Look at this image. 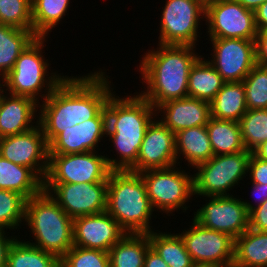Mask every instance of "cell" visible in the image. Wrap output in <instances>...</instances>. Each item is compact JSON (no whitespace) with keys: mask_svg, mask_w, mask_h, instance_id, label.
Returning a JSON list of instances; mask_svg holds the SVG:
<instances>
[{"mask_svg":"<svg viewBox=\"0 0 267 267\" xmlns=\"http://www.w3.org/2000/svg\"><path fill=\"white\" fill-rule=\"evenodd\" d=\"M108 80L102 70L84 77L66 76L42 101L38 124L48 144L65 129L93 119L105 107L112 94Z\"/></svg>","mask_w":267,"mask_h":267,"instance_id":"6da1fadb","label":"cell"},{"mask_svg":"<svg viewBox=\"0 0 267 267\" xmlns=\"http://www.w3.org/2000/svg\"><path fill=\"white\" fill-rule=\"evenodd\" d=\"M149 50L139 69L147 90L139 93L154 108L170 101L188 97L189 72L200 57L194 46L163 45Z\"/></svg>","mask_w":267,"mask_h":267,"instance_id":"7a4b0ae2","label":"cell"},{"mask_svg":"<svg viewBox=\"0 0 267 267\" xmlns=\"http://www.w3.org/2000/svg\"><path fill=\"white\" fill-rule=\"evenodd\" d=\"M105 111L106 135L120 159L106 157L107 164L111 170H129L137 162L147 127L157 117L156 108L140 94L120 98L112 93Z\"/></svg>","mask_w":267,"mask_h":267,"instance_id":"3957f363","label":"cell"},{"mask_svg":"<svg viewBox=\"0 0 267 267\" xmlns=\"http://www.w3.org/2000/svg\"><path fill=\"white\" fill-rule=\"evenodd\" d=\"M126 233L148 234L154 209L140 173L111 170L107 182V210Z\"/></svg>","mask_w":267,"mask_h":267,"instance_id":"277c9868","label":"cell"},{"mask_svg":"<svg viewBox=\"0 0 267 267\" xmlns=\"http://www.w3.org/2000/svg\"><path fill=\"white\" fill-rule=\"evenodd\" d=\"M24 222L36 241L27 242L59 260L74 246L73 219L44 190L26 200Z\"/></svg>","mask_w":267,"mask_h":267,"instance_id":"5b68a950","label":"cell"},{"mask_svg":"<svg viewBox=\"0 0 267 267\" xmlns=\"http://www.w3.org/2000/svg\"><path fill=\"white\" fill-rule=\"evenodd\" d=\"M45 37H36L27 48H25L16 60L13 69L4 77V84L7 88L5 93L14 96H26L40 103L38 97L43 101L53 92V90L64 80L65 76L49 74V63L42 56ZM53 74V75H52ZM48 78L46 79L45 78ZM49 76V77H47ZM46 85V86H45ZM46 87V89H44ZM44 89L42 94L41 90ZM42 94V95H39Z\"/></svg>","mask_w":267,"mask_h":267,"instance_id":"8992f818","label":"cell"},{"mask_svg":"<svg viewBox=\"0 0 267 267\" xmlns=\"http://www.w3.org/2000/svg\"><path fill=\"white\" fill-rule=\"evenodd\" d=\"M251 155L249 150L214 155L196 166L194 169L198 171L193 174L194 195L230 196L227 192L247 176Z\"/></svg>","mask_w":267,"mask_h":267,"instance_id":"52a82bcc","label":"cell"},{"mask_svg":"<svg viewBox=\"0 0 267 267\" xmlns=\"http://www.w3.org/2000/svg\"><path fill=\"white\" fill-rule=\"evenodd\" d=\"M175 167L174 165L140 172L152 208L167 214L180 208L186 211L188 207L185 202H189L194 195L193 175Z\"/></svg>","mask_w":267,"mask_h":267,"instance_id":"ba28073f","label":"cell"},{"mask_svg":"<svg viewBox=\"0 0 267 267\" xmlns=\"http://www.w3.org/2000/svg\"><path fill=\"white\" fill-rule=\"evenodd\" d=\"M201 18L205 19L201 0H167L161 15L159 44L195 47Z\"/></svg>","mask_w":267,"mask_h":267,"instance_id":"9c48e42d","label":"cell"},{"mask_svg":"<svg viewBox=\"0 0 267 267\" xmlns=\"http://www.w3.org/2000/svg\"><path fill=\"white\" fill-rule=\"evenodd\" d=\"M106 156L95 151L76 154H49L48 171L43 183L108 182Z\"/></svg>","mask_w":267,"mask_h":267,"instance_id":"30bf717a","label":"cell"},{"mask_svg":"<svg viewBox=\"0 0 267 267\" xmlns=\"http://www.w3.org/2000/svg\"><path fill=\"white\" fill-rule=\"evenodd\" d=\"M192 220L191 228L179 234L194 264L208 267L233 265L235 239L223 232L205 228Z\"/></svg>","mask_w":267,"mask_h":267,"instance_id":"8fae6325","label":"cell"},{"mask_svg":"<svg viewBox=\"0 0 267 267\" xmlns=\"http://www.w3.org/2000/svg\"><path fill=\"white\" fill-rule=\"evenodd\" d=\"M205 20L210 38L255 40V13L236 0H214L205 4Z\"/></svg>","mask_w":267,"mask_h":267,"instance_id":"7c38bea8","label":"cell"},{"mask_svg":"<svg viewBox=\"0 0 267 267\" xmlns=\"http://www.w3.org/2000/svg\"><path fill=\"white\" fill-rule=\"evenodd\" d=\"M43 190L72 219L107 210V182L43 183Z\"/></svg>","mask_w":267,"mask_h":267,"instance_id":"4fadbf2b","label":"cell"},{"mask_svg":"<svg viewBox=\"0 0 267 267\" xmlns=\"http://www.w3.org/2000/svg\"><path fill=\"white\" fill-rule=\"evenodd\" d=\"M0 156L30 168L44 181L49 164V144L39 124L27 132L0 138Z\"/></svg>","mask_w":267,"mask_h":267,"instance_id":"5bb4252c","label":"cell"},{"mask_svg":"<svg viewBox=\"0 0 267 267\" xmlns=\"http://www.w3.org/2000/svg\"><path fill=\"white\" fill-rule=\"evenodd\" d=\"M213 57L208 61L225 82H242L257 64L255 40L209 38Z\"/></svg>","mask_w":267,"mask_h":267,"instance_id":"9a60e30c","label":"cell"},{"mask_svg":"<svg viewBox=\"0 0 267 267\" xmlns=\"http://www.w3.org/2000/svg\"><path fill=\"white\" fill-rule=\"evenodd\" d=\"M194 214V220L205 228L238 238L249 228V213L243 200L230 196H210Z\"/></svg>","mask_w":267,"mask_h":267,"instance_id":"2e32d148","label":"cell"},{"mask_svg":"<svg viewBox=\"0 0 267 267\" xmlns=\"http://www.w3.org/2000/svg\"><path fill=\"white\" fill-rule=\"evenodd\" d=\"M177 162L175 134L155 118L145 131L137 162L129 170L140 173L180 163Z\"/></svg>","mask_w":267,"mask_h":267,"instance_id":"e0dca14e","label":"cell"},{"mask_svg":"<svg viewBox=\"0 0 267 267\" xmlns=\"http://www.w3.org/2000/svg\"><path fill=\"white\" fill-rule=\"evenodd\" d=\"M125 234L106 211L73 219L74 246L109 252Z\"/></svg>","mask_w":267,"mask_h":267,"instance_id":"ac0fdd59","label":"cell"},{"mask_svg":"<svg viewBox=\"0 0 267 267\" xmlns=\"http://www.w3.org/2000/svg\"><path fill=\"white\" fill-rule=\"evenodd\" d=\"M105 107L93 118L65 129L49 143V154H76L96 151L106 135Z\"/></svg>","mask_w":267,"mask_h":267,"instance_id":"d6986e66","label":"cell"},{"mask_svg":"<svg viewBox=\"0 0 267 267\" xmlns=\"http://www.w3.org/2000/svg\"><path fill=\"white\" fill-rule=\"evenodd\" d=\"M156 111V114L163 113L164 118L159 120L174 134L186 128L206 126L211 117L210 103L191 97L167 101L157 106Z\"/></svg>","mask_w":267,"mask_h":267,"instance_id":"ffe728a7","label":"cell"},{"mask_svg":"<svg viewBox=\"0 0 267 267\" xmlns=\"http://www.w3.org/2000/svg\"><path fill=\"white\" fill-rule=\"evenodd\" d=\"M40 105L34 99L26 96L2 94L0 97V138L27 132L38 124L33 125Z\"/></svg>","mask_w":267,"mask_h":267,"instance_id":"44dd1931","label":"cell"},{"mask_svg":"<svg viewBox=\"0 0 267 267\" xmlns=\"http://www.w3.org/2000/svg\"><path fill=\"white\" fill-rule=\"evenodd\" d=\"M176 159L183 155L191 167L214 156L206 126L186 128L175 133ZM179 154V155H178Z\"/></svg>","mask_w":267,"mask_h":267,"instance_id":"7402d4cb","label":"cell"},{"mask_svg":"<svg viewBox=\"0 0 267 267\" xmlns=\"http://www.w3.org/2000/svg\"><path fill=\"white\" fill-rule=\"evenodd\" d=\"M0 189L15 191L29 199L43 190V181L30 168L0 156Z\"/></svg>","mask_w":267,"mask_h":267,"instance_id":"603a6c76","label":"cell"},{"mask_svg":"<svg viewBox=\"0 0 267 267\" xmlns=\"http://www.w3.org/2000/svg\"><path fill=\"white\" fill-rule=\"evenodd\" d=\"M211 117L239 122L247 112L243 82H225L210 102Z\"/></svg>","mask_w":267,"mask_h":267,"instance_id":"cb8c5ba5","label":"cell"},{"mask_svg":"<svg viewBox=\"0 0 267 267\" xmlns=\"http://www.w3.org/2000/svg\"><path fill=\"white\" fill-rule=\"evenodd\" d=\"M233 265L237 267H267V232L248 228L236 238Z\"/></svg>","mask_w":267,"mask_h":267,"instance_id":"d4e9b609","label":"cell"},{"mask_svg":"<svg viewBox=\"0 0 267 267\" xmlns=\"http://www.w3.org/2000/svg\"><path fill=\"white\" fill-rule=\"evenodd\" d=\"M225 81L217 70L201 56L192 65L188 80V97L211 102Z\"/></svg>","mask_w":267,"mask_h":267,"instance_id":"484cf974","label":"cell"},{"mask_svg":"<svg viewBox=\"0 0 267 267\" xmlns=\"http://www.w3.org/2000/svg\"><path fill=\"white\" fill-rule=\"evenodd\" d=\"M151 247L148 234L126 233L110 250V267H144Z\"/></svg>","mask_w":267,"mask_h":267,"instance_id":"4316f807","label":"cell"},{"mask_svg":"<svg viewBox=\"0 0 267 267\" xmlns=\"http://www.w3.org/2000/svg\"><path fill=\"white\" fill-rule=\"evenodd\" d=\"M32 30L0 24V79L13 69L20 53L36 38Z\"/></svg>","mask_w":267,"mask_h":267,"instance_id":"83f0119b","label":"cell"},{"mask_svg":"<svg viewBox=\"0 0 267 267\" xmlns=\"http://www.w3.org/2000/svg\"><path fill=\"white\" fill-rule=\"evenodd\" d=\"M206 129L214 155L233 154L246 150L238 122L210 117Z\"/></svg>","mask_w":267,"mask_h":267,"instance_id":"f1b7e54d","label":"cell"},{"mask_svg":"<svg viewBox=\"0 0 267 267\" xmlns=\"http://www.w3.org/2000/svg\"><path fill=\"white\" fill-rule=\"evenodd\" d=\"M148 235L151 247L169 267L195 266L180 234L152 231Z\"/></svg>","mask_w":267,"mask_h":267,"instance_id":"f546056e","label":"cell"},{"mask_svg":"<svg viewBox=\"0 0 267 267\" xmlns=\"http://www.w3.org/2000/svg\"><path fill=\"white\" fill-rule=\"evenodd\" d=\"M70 0H31L33 32L47 37L68 10Z\"/></svg>","mask_w":267,"mask_h":267,"instance_id":"4dcf8cb0","label":"cell"},{"mask_svg":"<svg viewBox=\"0 0 267 267\" xmlns=\"http://www.w3.org/2000/svg\"><path fill=\"white\" fill-rule=\"evenodd\" d=\"M17 239L9 249L6 267H60L55 255Z\"/></svg>","mask_w":267,"mask_h":267,"instance_id":"1f68e13d","label":"cell"},{"mask_svg":"<svg viewBox=\"0 0 267 267\" xmlns=\"http://www.w3.org/2000/svg\"><path fill=\"white\" fill-rule=\"evenodd\" d=\"M238 123L246 150L252 152L267 140V109L247 110Z\"/></svg>","mask_w":267,"mask_h":267,"instance_id":"d6a6232c","label":"cell"},{"mask_svg":"<svg viewBox=\"0 0 267 267\" xmlns=\"http://www.w3.org/2000/svg\"><path fill=\"white\" fill-rule=\"evenodd\" d=\"M242 82L247 110L267 109V66L256 64Z\"/></svg>","mask_w":267,"mask_h":267,"instance_id":"836d02e7","label":"cell"},{"mask_svg":"<svg viewBox=\"0 0 267 267\" xmlns=\"http://www.w3.org/2000/svg\"><path fill=\"white\" fill-rule=\"evenodd\" d=\"M26 200L15 191L0 189V230L20 226L25 218Z\"/></svg>","mask_w":267,"mask_h":267,"instance_id":"e575fe53","label":"cell"},{"mask_svg":"<svg viewBox=\"0 0 267 267\" xmlns=\"http://www.w3.org/2000/svg\"><path fill=\"white\" fill-rule=\"evenodd\" d=\"M0 24L33 31L31 0H0Z\"/></svg>","mask_w":267,"mask_h":267,"instance_id":"d590c367","label":"cell"},{"mask_svg":"<svg viewBox=\"0 0 267 267\" xmlns=\"http://www.w3.org/2000/svg\"><path fill=\"white\" fill-rule=\"evenodd\" d=\"M60 267H110L109 253L73 246L60 259Z\"/></svg>","mask_w":267,"mask_h":267,"instance_id":"8d00e7d4","label":"cell"},{"mask_svg":"<svg viewBox=\"0 0 267 267\" xmlns=\"http://www.w3.org/2000/svg\"><path fill=\"white\" fill-rule=\"evenodd\" d=\"M249 213V228L255 231L267 232V200L259 207L250 202L243 201Z\"/></svg>","mask_w":267,"mask_h":267,"instance_id":"74e56055","label":"cell"},{"mask_svg":"<svg viewBox=\"0 0 267 267\" xmlns=\"http://www.w3.org/2000/svg\"><path fill=\"white\" fill-rule=\"evenodd\" d=\"M248 172L250 173L251 183L267 185V161L257 158L252 153L248 164Z\"/></svg>","mask_w":267,"mask_h":267,"instance_id":"f35d334b","label":"cell"},{"mask_svg":"<svg viewBox=\"0 0 267 267\" xmlns=\"http://www.w3.org/2000/svg\"><path fill=\"white\" fill-rule=\"evenodd\" d=\"M255 52L257 64L267 66V30L257 32Z\"/></svg>","mask_w":267,"mask_h":267,"instance_id":"ab89813d","label":"cell"},{"mask_svg":"<svg viewBox=\"0 0 267 267\" xmlns=\"http://www.w3.org/2000/svg\"><path fill=\"white\" fill-rule=\"evenodd\" d=\"M5 230H0V267H6L9 249L16 237H7Z\"/></svg>","mask_w":267,"mask_h":267,"instance_id":"60d3db41","label":"cell"},{"mask_svg":"<svg viewBox=\"0 0 267 267\" xmlns=\"http://www.w3.org/2000/svg\"><path fill=\"white\" fill-rule=\"evenodd\" d=\"M144 267H169L160 255L150 247L145 255Z\"/></svg>","mask_w":267,"mask_h":267,"instance_id":"b9f144b4","label":"cell"},{"mask_svg":"<svg viewBox=\"0 0 267 267\" xmlns=\"http://www.w3.org/2000/svg\"><path fill=\"white\" fill-rule=\"evenodd\" d=\"M255 23L258 31L267 30V1L255 11Z\"/></svg>","mask_w":267,"mask_h":267,"instance_id":"7bdbcfd3","label":"cell"},{"mask_svg":"<svg viewBox=\"0 0 267 267\" xmlns=\"http://www.w3.org/2000/svg\"><path fill=\"white\" fill-rule=\"evenodd\" d=\"M252 190L253 195L254 193L257 194L255 197H258V199L255 198V201L257 202L256 207H259L264 201L267 200V185L266 184H258V183H252ZM259 195V196H258Z\"/></svg>","mask_w":267,"mask_h":267,"instance_id":"ee69618b","label":"cell"},{"mask_svg":"<svg viewBox=\"0 0 267 267\" xmlns=\"http://www.w3.org/2000/svg\"><path fill=\"white\" fill-rule=\"evenodd\" d=\"M246 9L255 11L259 6L264 4L267 0H236Z\"/></svg>","mask_w":267,"mask_h":267,"instance_id":"f6af8a7d","label":"cell"},{"mask_svg":"<svg viewBox=\"0 0 267 267\" xmlns=\"http://www.w3.org/2000/svg\"><path fill=\"white\" fill-rule=\"evenodd\" d=\"M252 153L262 160L267 161V140L255 148Z\"/></svg>","mask_w":267,"mask_h":267,"instance_id":"bcb514c9","label":"cell"},{"mask_svg":"<svg viewBox=\"0 0 267 267\" xmlns=\"http://www.w3.org/2000/svg\"><path fill=\"white\" fill-rule=\"evenodd\" d=\"M3 83H4V81H2V84L0 82V97L5 92V89L3 90V88H2V87H5V84H3Z\"/></svg>","mask_w":267,"mask_h":267,"instance_id":"7dc6e473","label":"cell"},{"mask_svg":"<svg viewBox=\"0 0 267 267\" xmlns=\"http://www.w3.org/2000/svg\"><path fill=\"white\" fill-rule=\"evenodd\" d=\"M204 4L208 3V2H211V1H214V0H201Z\"/></svg>","mask_w":267,"mask_h":267,"instance_id":"c3c4849f","label":"cell"},{"mask_svg":"<svg viewBox=\"0 0 267 267\" xmlns=\"http://www.w3.org/2000/svg\"><path fill=\"white\" fill-rule=\"evenodd\" d=\"M194 267H208V266H198V265H195Z\"/></svg>","mask_w":267,"mask_h":267,"instance_id":"681fc988","label":"cell"}]
</instances>
